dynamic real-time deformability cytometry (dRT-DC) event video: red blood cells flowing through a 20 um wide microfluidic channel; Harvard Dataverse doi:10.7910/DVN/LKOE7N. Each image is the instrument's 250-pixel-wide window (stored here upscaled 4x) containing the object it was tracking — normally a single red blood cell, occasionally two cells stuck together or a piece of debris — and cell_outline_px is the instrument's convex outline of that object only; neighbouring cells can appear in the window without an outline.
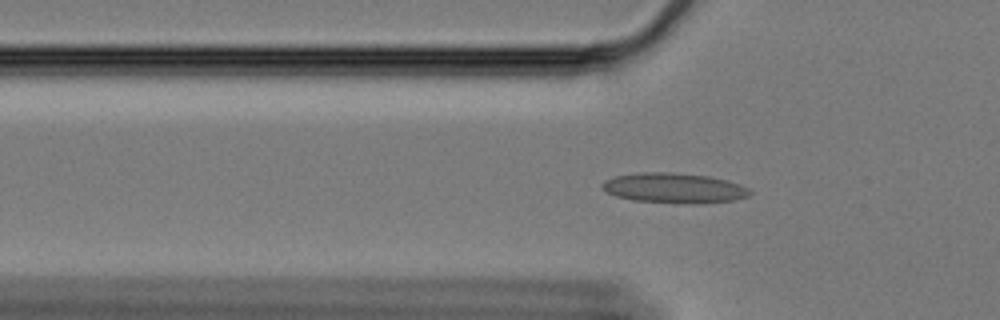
{"species": "Egyptian fruit bat (a non-hibernating species)", "species_latin": "Rousettus aegyptiacus", "temperature_condition": "cold", "stored_images_in_passage": 31, "camera_frame_rate_fps": 3000, "um_per_image_px": 0.085, "animal": {"sex": "female"}, "frame": {"image": 1, "passage_image": 2, "time_ms": 0.333, "image_size_px": [1000, 320], "cell_outline_px": [[752, 192], [748, 196], [736, 200], [704, 204], [684, 204], [632, 200], [616, 196], [604, 192], [600, 184], [604, 180], [616, 176], [644, 172], [672, 172], [708, 176], [728, 180], [748, 188]], "centroid_in_image_um": [57.3, 16.0], "position_along_channel_um": 68.5, "area_um2": 26.24}}
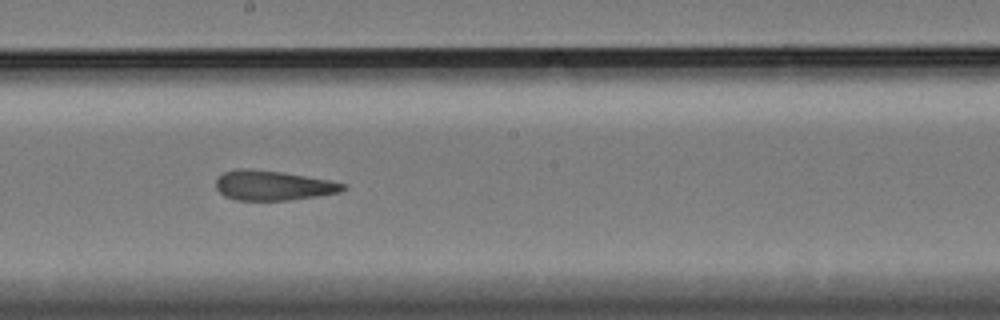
{"frame": {"image": 2, "passage_image": 16, "time_ms": 5.0, "image_size_px": [1000, 320], "cell_outline_px": [[348, 188], [340, 192], [316, 196], [288, 200], [236, 200], [224, 196], [216, 188], [216, 180], [224, 172], [240, 168], [244, 168], [280, 172], [328, 180], [348, 184]], "centroid_in_image_um": [23.21, 15.77], "position_along_channel_um": 225.0, "area_um2": 21.85}}
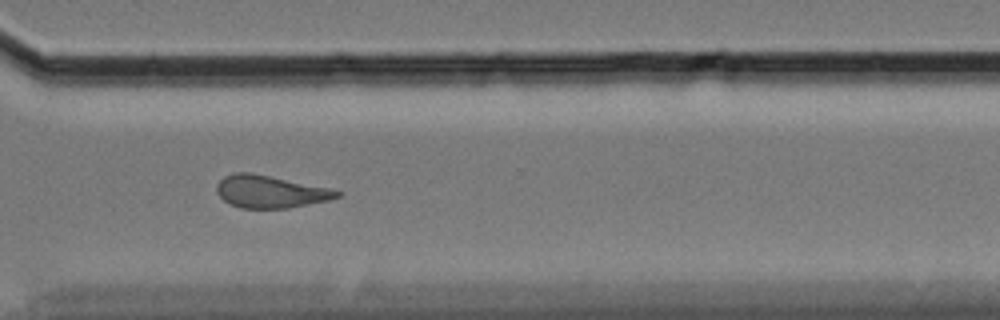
{"frame": {"image": 3, "passage_image": 27, "time_ms": 8.667, "image_size_px": [1000, 320], "cell_outline_px": [[344, 196], [328, 200], [288, 208], [240, 208], [224, 200], [216, 192], [216, 184], [224, 176], [236, 172], [248, 172], [332, 188], [344, 192]], "centroid_in_image_um": [23.01, 16.29], "position_along_channel_um": 347.6, "area_um2": 22.77}, "authors_computed_cell_mechanics": {"area_um2": 22.3686, "velocity_mm_per_s": 3.3513, "shape_relaxation_time_tau1_ms": 7.0975, "shape_relaxation_time_tau2_ms": 1.9306, "deformation_change_tau1": 0.1666, "deformation_change_tau2": 0.1159}}